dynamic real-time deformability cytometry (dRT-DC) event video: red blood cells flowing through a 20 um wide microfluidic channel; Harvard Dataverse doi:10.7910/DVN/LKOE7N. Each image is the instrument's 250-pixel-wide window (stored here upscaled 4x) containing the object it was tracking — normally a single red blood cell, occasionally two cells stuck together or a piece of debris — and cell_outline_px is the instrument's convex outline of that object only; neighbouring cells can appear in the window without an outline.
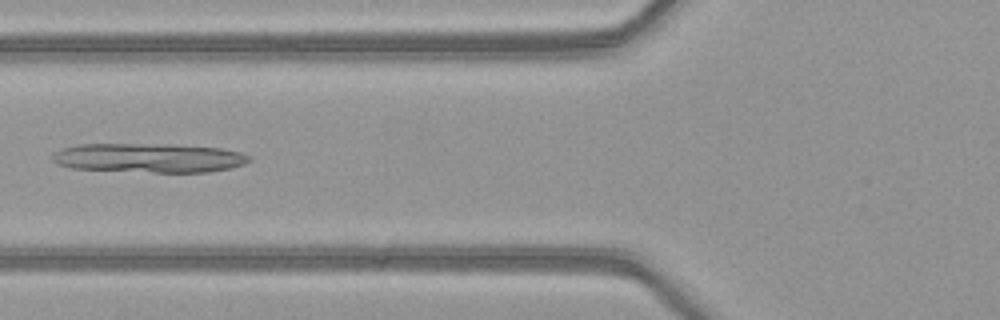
{"species": "common noctule bat (a hibernating species)", "species_latin": "Nyctalus noctula", "temperature_condition": "warm", "stored_images_in_passage": 6, "camera_frame_rate_fps": 3000, "um_per_image_px": 0.085, "animal": {"sex": "female", "body_mass_g": 21.9}, "frame": {"image": 1, "passage_image": 5, "time_ms": 1.333, "image_size_px": [1000, 320], "cell_outline_px": [[252, 160], [244, 164], [228, 168], [208, 172], [152, 172], [72, 168], [60, 164], [52, 160], [52, 152], [64, 148], [80, 144], [172, 144], [220, 148], [240, 152], [252, 156]], "centroid_in_image_um": [12.69, 13.41], "position_along_channel_um": 113.1, "area_um2": 33.47}}
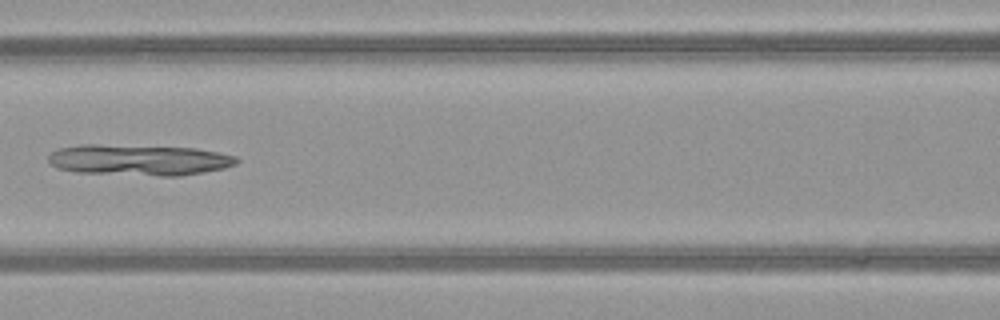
{"frame": {"image": 2, "passage_image": 6, "time_ms": 1.667, "image_size_px": [1000, 320], "cell_outline_px": [[240, 160], [236, 164], [224, 168], [204, 172], [180, 176], [160, 176], [76, 172], [56, 168], [48, 160], [48, 156], [52, 152], [60, 148], [80, 144], [96, 144], [196, 148], [236, 156]], "centroid_in_image_um": [11.81, 13.6], "position_along_channel_um": 154.8, "area_um2": 34.04}}